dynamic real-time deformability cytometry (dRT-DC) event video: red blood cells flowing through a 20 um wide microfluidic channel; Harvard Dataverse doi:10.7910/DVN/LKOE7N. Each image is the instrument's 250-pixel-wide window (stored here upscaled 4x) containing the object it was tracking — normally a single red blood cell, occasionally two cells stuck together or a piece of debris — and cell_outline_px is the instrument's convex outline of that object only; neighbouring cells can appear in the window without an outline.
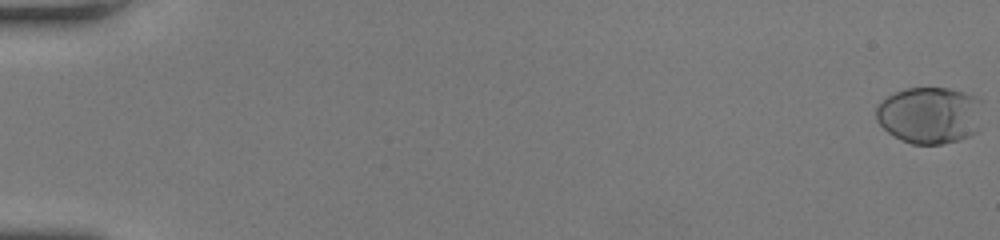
{"species": "human", "species_latin": "Homo sapiens", "temperature_condition": "room temperature", "stored_images_in_passage": 22, "camera_frame_rate_fps": 3000, "um_per_image_px": 0.085, "donor": {"sex": "female"}, "frame": {"image": 1, "passage_image": 1, "time_ms": 0.0, "image_size_px": [1000, 240], "cell_outline_px": [[980, 100], [976, 132], [960, 140], [940, 144], [912, 144], [900, 140], [888, 132], [876, 120], [876, 108], [888, 96], [904, 88], [948, 88], [964, 92]], "centroid_in_image_um": [78.97, 9.8], "position_along_channel_um": 6.0, "area_um2": 34.8}}
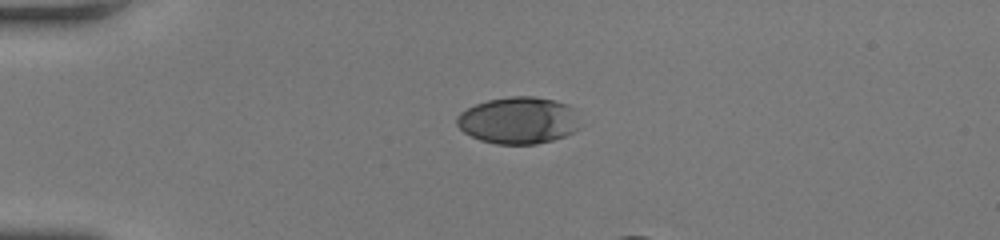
{"frame": {"image": 2, "passage_image": 15, "time_ms": 4.667, "image_size_px": [1000, 240], "cell_outline_px": [[580, 128], [564, 136], [552, 140], [536, 144], [496, 144], [480, 140], [464, 132], [456, 124], [456, 116], [460, 112], [476, 104], [488, 100], [512, 96], [532, 96], [552, 100], [568, 104], [572, 108]], "centroid_in_image_um": [44.04, 10.24], "position_along_channel_um": 41.0, "area_um2": 33.47}}